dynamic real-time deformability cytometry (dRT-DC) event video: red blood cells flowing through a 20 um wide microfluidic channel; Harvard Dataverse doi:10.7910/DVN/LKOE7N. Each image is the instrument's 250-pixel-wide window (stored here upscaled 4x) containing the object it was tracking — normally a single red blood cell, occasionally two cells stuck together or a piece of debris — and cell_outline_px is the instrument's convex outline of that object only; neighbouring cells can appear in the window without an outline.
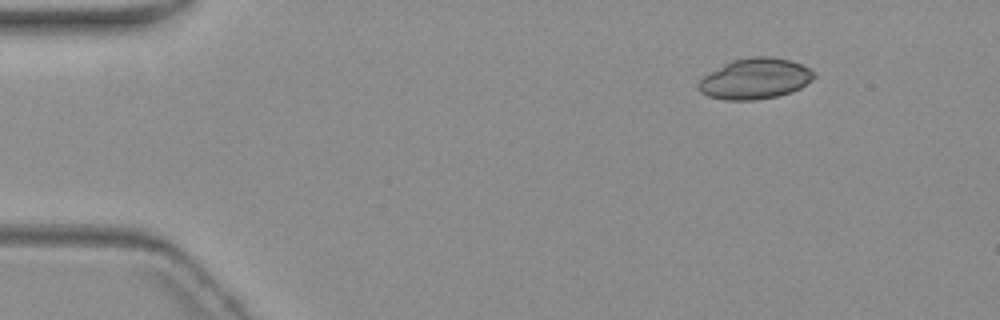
{"species": "common noctule bat (a hibernating species)", "species_latin": "Nyctalus noctula", "temperature_condition": "warm", "stored_images_in_passage": 4, "camera_frame_rate_fps": 3000, "um_per_image_px": 0.085, "animal": {"sex": "female", "body_mass_g": 19.3, "forearm_length_mm": 54.1}, "frame": {"image": 1, "passage_image": 1, "time_ms": 0.0, "image_size_px": [1000, 320], "cell_outline_px": [[816, 76], [812, 80], [800, 88], [792, 92], [776, 96], [756, 100], [724, 100], [708, 96], [700, 92], [696, 88], [696, 84], [704, 76], [724, 64], [732, 60], [752, 56], [768, 56], [788, 60], [812, 68], [816, 72]], "centroid_in_image_um": [64.19, 6.69], "position_along_channel_um": 20.8, "area_um2": 27.57}}
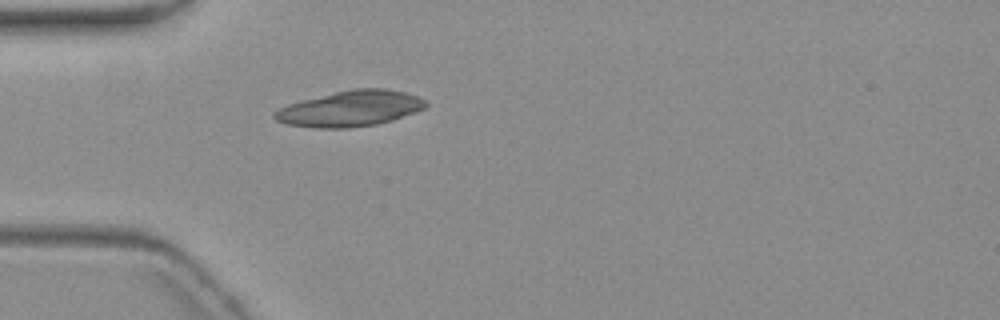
{"frame": {"image": 2, "passage_image": 4, "time_ms": 3.333, "image_size_px": [1000, 320], "cell_outline_px": [[428, 104], [424, 108], [416, 112], [392, 120], [376, 124], [348, 128], [312, 128], [288, 124], [276, 120], [272, 116], [272, 112], [288, 104], [352, 88], [384, 88], [404, 92], [416, 96], [424, 100]], "centroid_in_image_um": [29.77, 9.24], "position_along_channel_um": 55.2, "area_um2": 31.27}}